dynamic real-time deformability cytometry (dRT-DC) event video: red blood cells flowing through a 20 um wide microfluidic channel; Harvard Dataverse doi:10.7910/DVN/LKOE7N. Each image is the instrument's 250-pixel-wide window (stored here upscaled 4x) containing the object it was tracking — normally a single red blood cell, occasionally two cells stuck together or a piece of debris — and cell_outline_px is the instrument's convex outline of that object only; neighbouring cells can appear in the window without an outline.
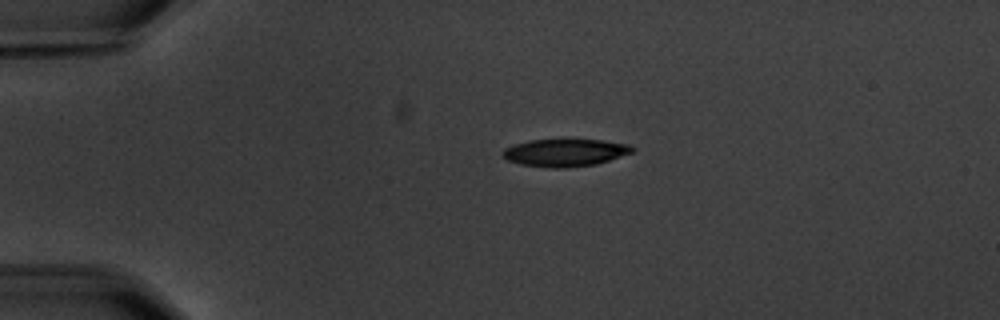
{"species": "common noctule bat (a hibernating species)", "species_latin": "Nyctalus noctula", "temperature_condition": "warm", "stored_images_in_passage": 2, "camera_frame_rate_fps": 3000, "um_per_image_px": 0.085, "animal": {"sex": "male", "body_mass_g": 20.1, "forearm_length_mm": 53.5}, "frame": {"image": 1, "passage_image": 1, "time_ms": 0.0, "image_size_px": [1000, 320], "cell_outline_px": [[636, 148], [632, 152], [596, 164], [568, 168], [552, 168], [520, 164], [508, 160], [500, 152], [504, 148], [528, 140], [600, 140], [628, 144]], "centroid_in_image_um": [48.01, 12.98], "position_along_channel_um": 37.0, "area_um2": 20.58}}